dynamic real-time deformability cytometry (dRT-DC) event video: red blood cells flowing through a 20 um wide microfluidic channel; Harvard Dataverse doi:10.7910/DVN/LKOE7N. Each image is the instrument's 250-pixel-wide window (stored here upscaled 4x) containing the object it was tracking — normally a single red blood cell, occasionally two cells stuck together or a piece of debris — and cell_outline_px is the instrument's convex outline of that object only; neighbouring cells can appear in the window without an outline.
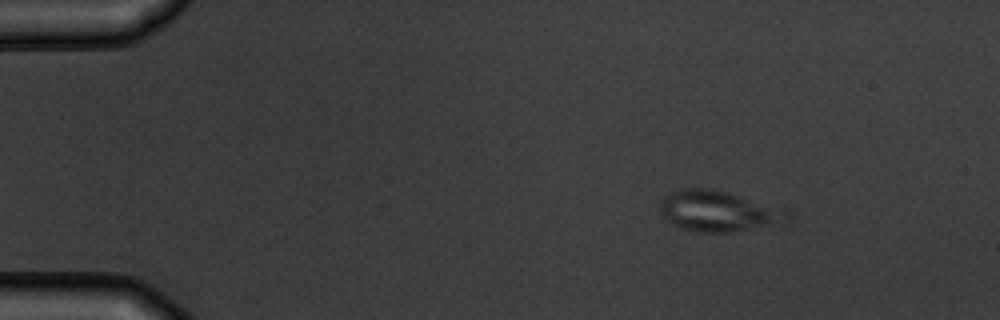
{"species": "common noctule bat (a hibernating species)", "species_latin": "Nyctalus noctula", "temperature_condition": "warm", "stored_images_in_passage": 6, "camera_frame_rate_fps": 3000, "um_per_image_px": 0.085, "animal": {"sex": "male", "body_mass_g": 19.5, "forearm_length_mm": 54.6}, "frame": {"image": 1, "passage_image": 1, "time_ms": 0.0, "image_size_px": [1000, 320], "cell_outline_px": [[788, 224], [728, 232], [696, 232], [680, 228], [668, 224], [664, 220], [660, 212], [660, 204], [664, 196], [680, 188], [712, 188], [728, 192], [788, 208]], "centroid_in_image_um": [61.1, 17.95], "position_along_channel_um": 23.9, "area_um2": 31.21}}